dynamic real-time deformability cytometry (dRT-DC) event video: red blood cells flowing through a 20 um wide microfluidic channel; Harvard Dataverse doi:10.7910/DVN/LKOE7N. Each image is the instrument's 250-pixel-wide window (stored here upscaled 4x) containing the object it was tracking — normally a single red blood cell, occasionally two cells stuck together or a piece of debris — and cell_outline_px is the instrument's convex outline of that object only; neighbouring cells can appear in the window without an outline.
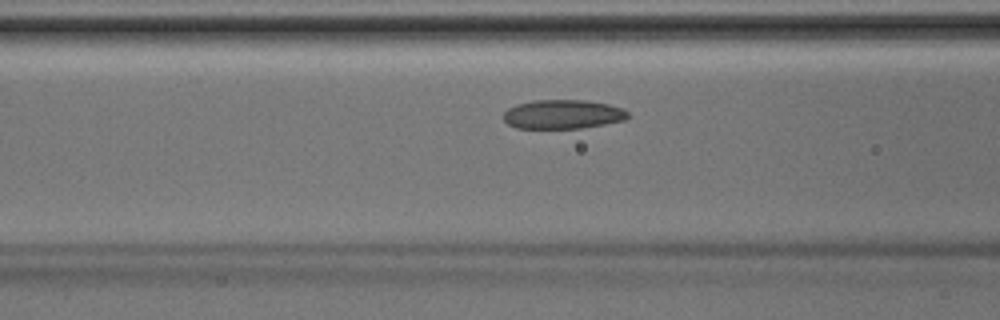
{"species": "Egyptian fruit bat (a non-hibernating species)", "species_latin": "Rousettus aegyptiacus", "temperature_condition": "room temperature", "stored_images_in_passage": 33, "camera_frame_rate_fps": 3000, "um_per_image_px": 0.085, "animal": {"sex": "male"}, "frame": {"image": 1, "passage_image": 7, "time_ms": 2.0, "image_size_px": [1000, 320], "cell_outline_px": [[628, 116], [624, 120], [604, 124], [580, 128], [516, 128], [508, 124], [504, 120], [504, 112], [508, 108], [516, 104], [532, 100], [584, 100], [608, 104], [624, 108], [628, 112]], "centroid_in_image_um": [47.82, 9.71], "position_along_channel_um": 118.8, "area_um2": 21.1}}
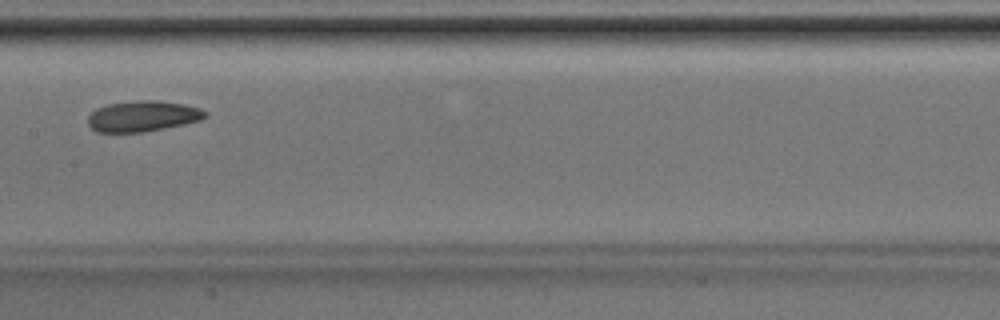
{"frame": {"image": 2, "passage_image": 12, "time_ms": 3.667, "image_size_px": [1000, 320], "cell_outline_px": [[208, 112], [200, 120], [184, 124], [144, 132], [96, 132], [88, 124], [88, 116], [96, 108], [108, 104], [136, 100], [160, 100], [184, 104], [200, 108]], "centroid_in_image_um": [12.12, 9.87], "position_along_channel_um": 195.3, "area_um2": 21.04}}
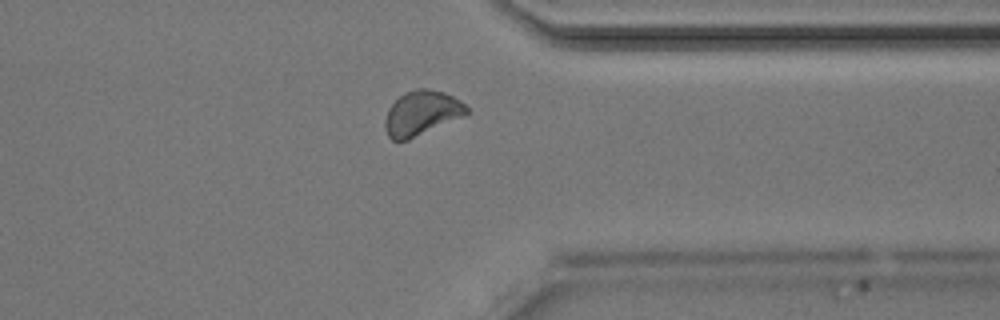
{"frame": {"image": 3, "passage_image": 24, "time_ms": 7.667, "image_size_px": [1000, 320], "cell_outline_px": [[468, 112], [464, 116], [408, 140], [392, 140], [388, 136], [384, 128], [384, 120], [388, 108], [400, 96], [416, 88], [428, 88], [444, 92], [460, 100], [468, 108]], "centroid_in_image_um": [35.82, 9.62], "position_along_channel_um": 375.6, "area_um2": 21.15}}